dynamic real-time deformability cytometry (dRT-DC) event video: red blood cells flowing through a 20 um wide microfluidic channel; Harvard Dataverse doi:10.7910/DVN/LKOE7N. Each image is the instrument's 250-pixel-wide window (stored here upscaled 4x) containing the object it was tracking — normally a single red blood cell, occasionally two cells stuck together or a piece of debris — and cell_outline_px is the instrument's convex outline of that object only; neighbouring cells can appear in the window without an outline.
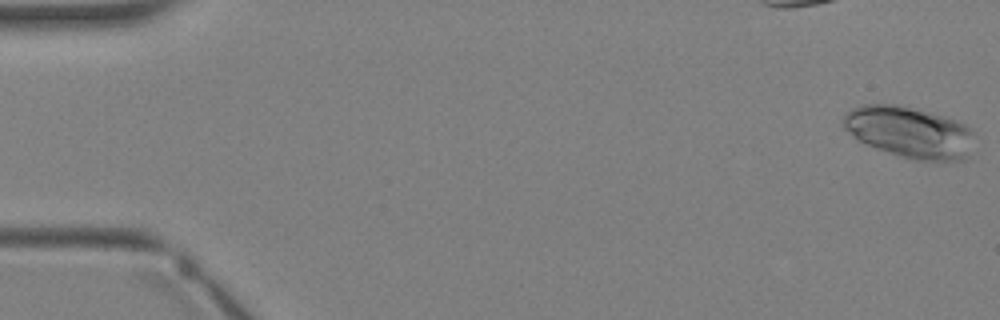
{"species": "Egyptian fruit bat (a non-hibernating species)", "species_latin": "Rousettus aegyptiacus", "temperature_condition": "warm", "stored_images_in_passage": 4, "camera_frame_rate_fps": 3000, "um_per_image_px": 0.085, "animal": {"sex": "female"}, "frame": {"image": 1, "passage_image": 1, "time_ms": 0.0, "image_size_px": [1000, 320], "cell_outline_px": [[972, 132], [968, 156], [964, 160], [916, 160], [900, 156], [876, 148], [856, 140], [844, 128], [844, 116], [852, 108], [864, 104], [896, 104], [932, 112], [956, 120], [964, 124]], "centroid_in_image_um": [77.26, 11.22], "position_along_channel_um": 7.7, "area_um2": 38.9}}
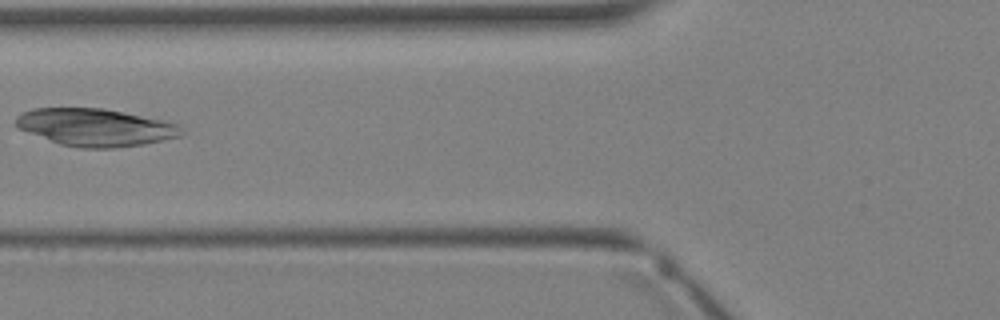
{"frame": {"image": 2, "passage_image": 4, "time_ms": 4.333, "image_size_px": [1000, 320], "cell_outline_px": [[188, 132], [180, 136], [144, 144], [112, 148], [80, 148], [60, 144], [28, 132], [20, 128], [16, 124], [16, 116], [32, 108], [104, 108], [164, 120], [180, 124]], "centroid_in_image_um": [8.19, 10.82], "position_along_channel_um": 117.6, "area_um2": 36.24}}